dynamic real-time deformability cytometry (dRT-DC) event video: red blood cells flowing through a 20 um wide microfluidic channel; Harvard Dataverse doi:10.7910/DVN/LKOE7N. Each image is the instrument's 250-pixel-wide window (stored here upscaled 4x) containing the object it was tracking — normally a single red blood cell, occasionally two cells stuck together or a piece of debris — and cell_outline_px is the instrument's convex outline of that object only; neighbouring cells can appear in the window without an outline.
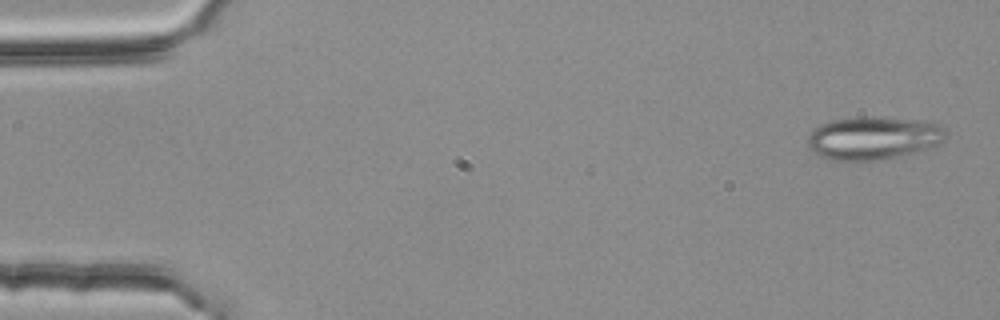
{"species": "common noctule bat (a hibernating species)", "species_latin": "Nyctalus noctula", "temperature_condition": "room temperature", "stored_images_in_passage": 4, "camera_frame_rate_fps": 3000, "um_per_image_px": 0.085, "animal": {"sex": "female", "body_mass_g": 25.1}, "frame": {"image": 1, "passage_image": 1, "time_ms": 0.0, "image_size_px": [1000, 320], "cell_outline_px": [[948, 136], [944, 140], [936, 144], [916, 152], [900, 156], [876, 160], [832, 160], [820, 156], [812, 152], [808, 148], [808, 136], [812, 128], [820, 124], [832, 120], [864, 116], [924, 120], [936, 124], [944, 128]], "centroid_in_image_um": [74.2, 11.72], "position_along_channel_um": 10.8, "area_um2": 34.8}}